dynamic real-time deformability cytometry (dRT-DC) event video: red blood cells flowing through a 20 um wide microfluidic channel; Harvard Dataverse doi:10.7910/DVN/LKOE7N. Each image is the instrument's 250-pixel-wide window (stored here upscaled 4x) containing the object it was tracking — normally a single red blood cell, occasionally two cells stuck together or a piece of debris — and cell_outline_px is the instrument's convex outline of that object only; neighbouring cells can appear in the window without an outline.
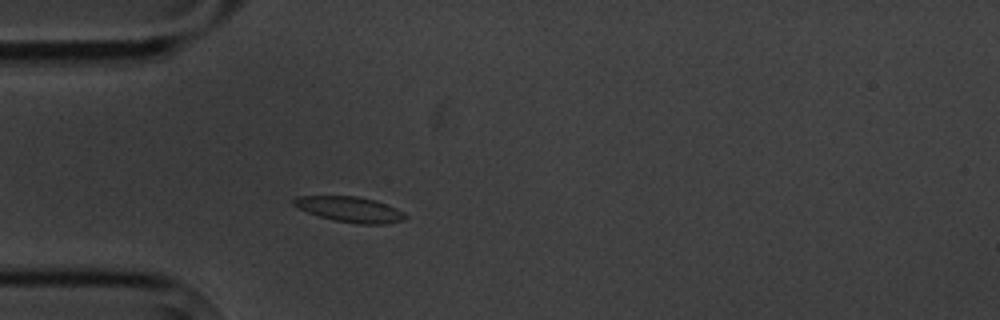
{"species": "common noctule bat (a hibernating species)", "species_latin": "Nyctalus noctula", "temperature_condition": "cold", "stored_images_in_passage": 3, "camera_frame_rate_fps": 3000, "um_per_image_px": 0.085, "animal": {"sex": "male", "body_mass_g": 20.1, "forearm_length_mm": 53.5}, "frame": {"image": 1, "passage_image": 3, "time_ms": 3.0, "image_size_px": [1000, 320], "cell_outline_px": [[408, 216], [404, 220], [384, 224], [360, 224], [336, 220], [320, 216], [308, 212], [292, 204], [292, 200], [296, 196], [356, 196], [376, 200], [396, 208], [404, 212]], "centroid_in_image_um": [29.77, 17.79], "position_along_channel_um": 55.2, "area_um2": 16.42}}